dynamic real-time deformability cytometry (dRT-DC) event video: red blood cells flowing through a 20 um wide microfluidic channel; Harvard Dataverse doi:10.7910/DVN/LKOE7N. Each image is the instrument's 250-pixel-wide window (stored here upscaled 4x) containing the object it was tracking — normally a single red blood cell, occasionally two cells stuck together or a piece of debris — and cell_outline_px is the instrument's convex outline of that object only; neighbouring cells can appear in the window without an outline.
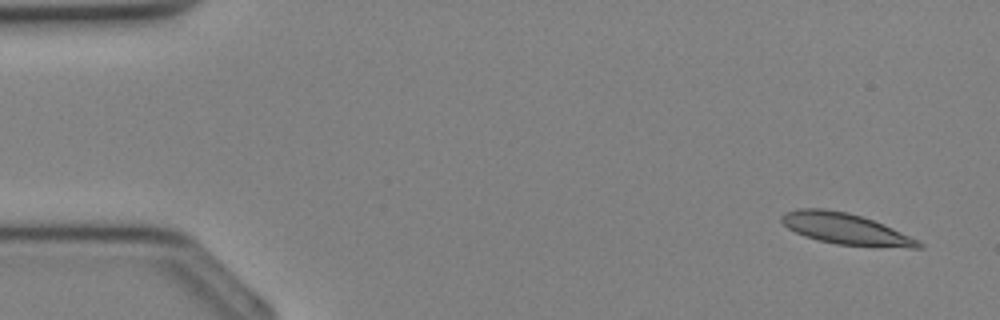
{"species": "Egyptian fruit bat (a non-hibernating species)", "species_latin": "Rousettus aegyptiacus", "temperature_condition": "cold", "stored_images_in_passage": 34, "camera_frame_rate_fps": 3000, "um_per_image_px": 0.085, "animal": {"sex": "female"}, "frame": {"image": 1, "passage_image": 1, "time_ms": 0.0, "image_size_px": [1000, 320], "cell_outline_px": [[924, 248], [908, 248], [836, 244], [804, 236], [788, 228], [780, 220], [780, 216], [784, 212], [796, 208], [824, 208], [848, 212], [872, 220], [892, 228], [924, 244]], "centroid_in_image_um": [71.82, 19.44], "position_along_channel_um": 13.2, "area_um2": 24.62}}
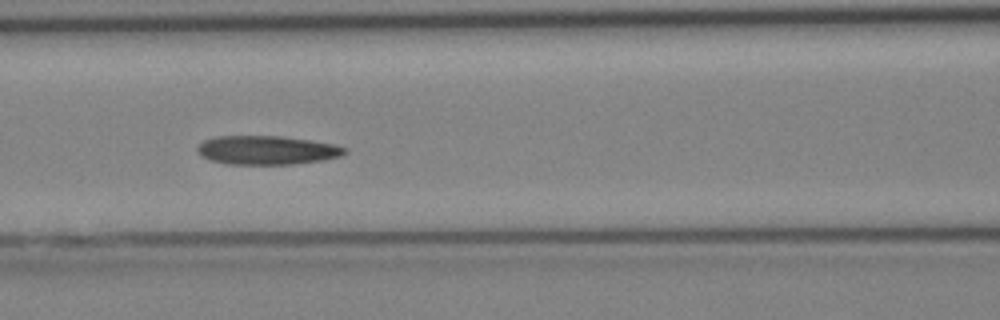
{"frame": {"image": 2, "passage_image": 14, "time_ms": 4.333, "image_size_px": [1000, 320], "cell_outline_px": [[348, 152], [340, 156], [324, 160], [292, 164], [228, 164], [212, 160], [200, 156], [196, 152], [196, 148], [204, 140], [216, 136], [284, 136], [336, 144], [348, 148]], "centroid_in_image_um": [22.71, 12.76], "position_along_channel_um": 143.9, "area_um2": 24.97}}
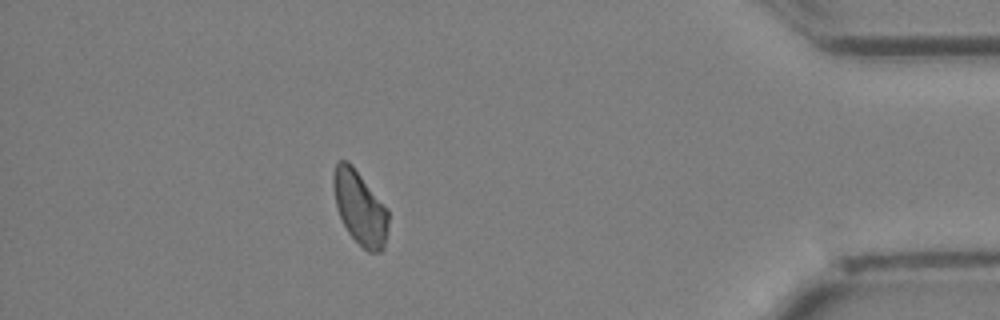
{"frame": {"image": 3, "passage_image": 30, "time_ms": 9.667, "image_size_px": [1000, 320], "cell_outline_px": [[388, 224], [384, 248], [380, 252], [368, 252], [348, 232], [340, 216], [336, 204], [332, 184], [332, 176], [336, 164], [340, 160], [348, 160], [352, 164], [388, 208]], "centroid_in_image_um": [30.6, 17.63], "position_along_channel_um": 404.6, "area_um2": 23.58}}